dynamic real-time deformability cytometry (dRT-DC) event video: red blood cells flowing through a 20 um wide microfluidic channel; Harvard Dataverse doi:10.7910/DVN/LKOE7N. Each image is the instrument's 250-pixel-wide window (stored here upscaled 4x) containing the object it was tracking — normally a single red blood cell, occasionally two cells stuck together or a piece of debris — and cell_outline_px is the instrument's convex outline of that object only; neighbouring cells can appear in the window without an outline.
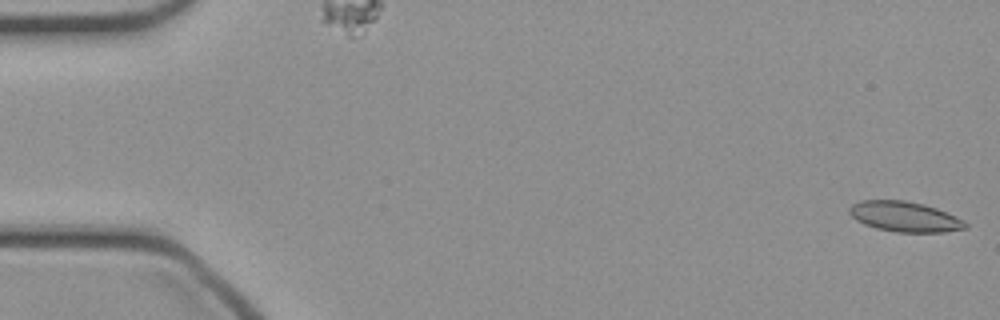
{"species": "common noctule bat (a hibernating species)", "species_latin": "Nyctalus noctula", "temperature_condition": "cold", "stored_images_in_passage": 49, "camera_frame_rate_fps": 3000, "um_per_image_px": 0.085, "animal": {"sex": "female", "body_mass_g": 21.9}, "frame": {"image": 1, "passage_image": 1, "time_ms": 0.0, "image_size_px": [1000, 320], "cell_outline_px": [[968, 228], [944, 232], [896, 232], [876, 228], [864, 224], [856, 220], [848, 212], [848, 208], [852, 204], [860, 200], [904, 200], [924, 204], [936, 208], [956, 216], [964, 220], [968, 224]], "centroid_in_image_um": [76.9, 18.41], "position_along_channel_um": 8.1, "area_um2": 20.58}}
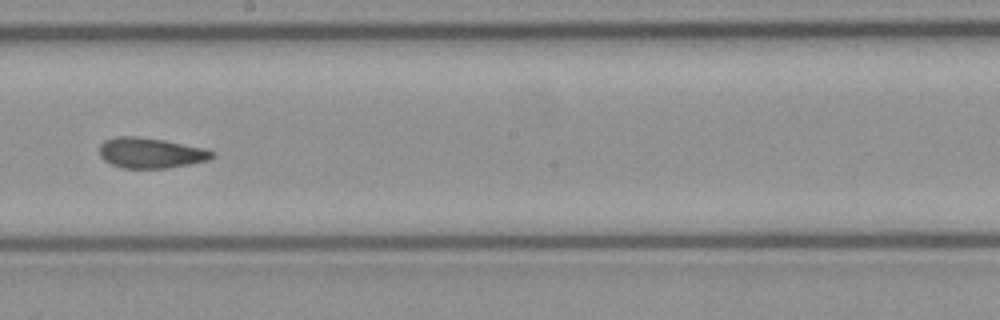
{"frame": {"image": 2, "passage_image": 27, "time_ms": 8.667, "image_size_px": [1000, 320], "cell_outline_px": [[216, 156], [208, 160], [168, 168], [124, 168], [112, 164], [104, 160], [100, 156], [100, 144], [104, 140], [116, 136], [136, 136], [164, 140], [204, 148], [216, 152]], "centroid_in_image_um": [12.82, 12.99], "position_along_channel_um": 235.4, "area_um2": 20.0}}
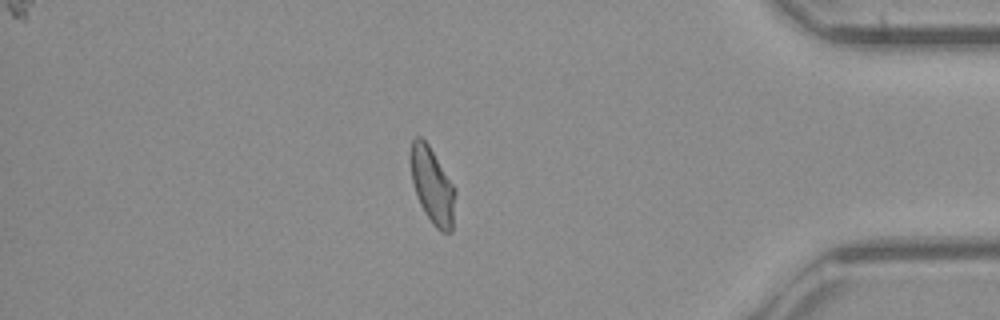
{"frame": {"image": 3, "passage_image": 41, "time_ms": 13.333, "image_size_px": [1000, 320], "cell_outline_px": [[456, 192], [452, 232], [440, 232], [432, 224], [424, 212], [416, 196], [412, 180], [412, 140], [416, 136], [420, 136], [428, 144], [456, 188]], "centroid_in_image_um": [36.79, 15.84], "position_along_channel_um": 398.4, "area_um2": 19.65}}